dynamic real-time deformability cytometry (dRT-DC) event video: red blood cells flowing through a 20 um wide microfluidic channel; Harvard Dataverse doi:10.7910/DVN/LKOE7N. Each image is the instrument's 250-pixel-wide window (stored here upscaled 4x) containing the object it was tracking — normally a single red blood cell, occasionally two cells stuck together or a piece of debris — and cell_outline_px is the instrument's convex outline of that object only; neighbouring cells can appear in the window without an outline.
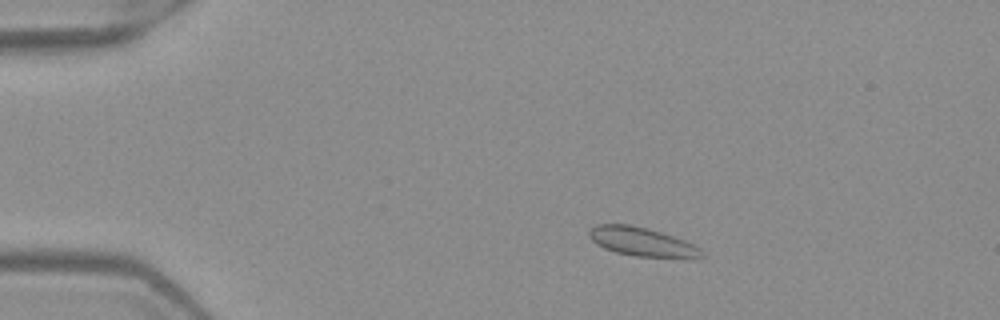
{"species": "Egyptian fruit bat (a non-hibernating species)", "species_latin": "Rousettus aegyptiacus", "temperature_condition": "warm", "stored_images_in_passage": 51, "camera_frame_rate_fps": 3000, "um_per_image_px": 0.085, "frame": {"image": 1, "passage_image": 9, "time_ms": 2.667, "image_size_px": [1000, 320], "cell_outline_px": [[704, 256], [692, 260], [684, 260], [636, 256], [616, 252], [604, 248], [596, 244], [588, 236], [588, 232], [596, 224], [632, 224], [648, 228], [684, 240], [700, 248]], "centroid_in_image_um": [54.63, 20.59], "position_along_channel_um": 30.4, "area_um2": 19.42}}
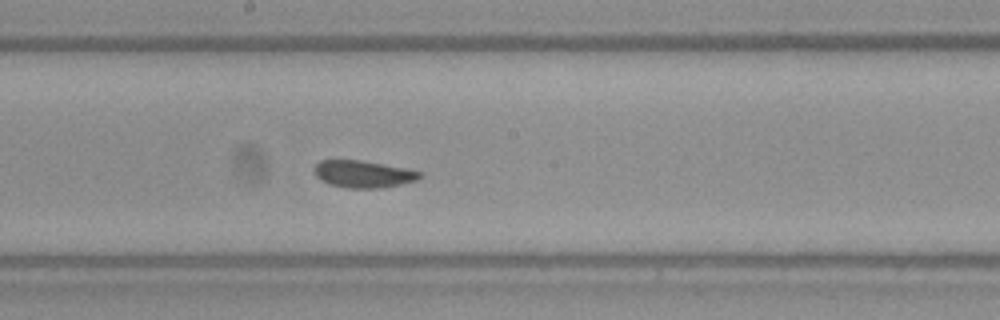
{"frame": {"image": 2, "passage_image": 28, "time_ms": 9.0, "image_size_px": [1000, 320], "cell_outline_px": [[424, 176], [416, 180], [400, 184], [380, 188], [348, 188], [328, 184], [320, 180], [312, 172], [316, 164], [320, 160], [360, 160], [408, 168], [424, 172]], "centroid_in_image_um": [30.89, 14.79], "position_along_channel_um": 217.3, "area_um2": 16.94}}
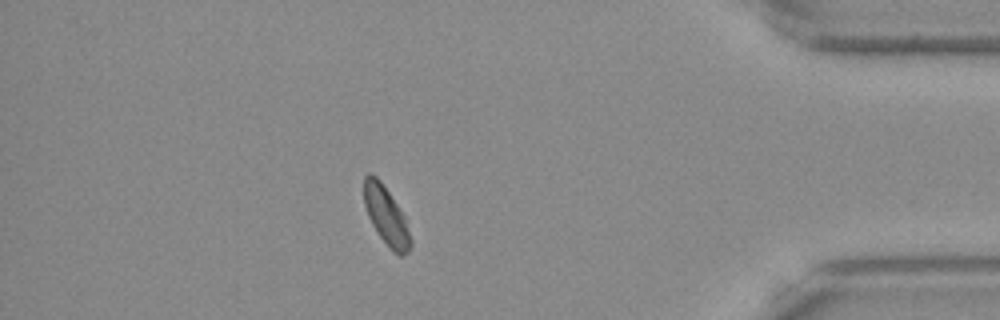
{"frame": {"image": 3, "passage_image": 45, "time_ms": 14.667, "image_size_px": [1000, 320], "cell_outline_px": [[412, 244], [408, 252], [404, 256], [400, 256], [380, 236], [372, 224], [368, 216], [364, 204], [364, 176], [368, 172], [372, 172], [380, 180], [404, 216], [412, 240]], "centroid_in_image_um": [32.82, 18.31], "position_along_channel_um": 402.4, "area_um2": 15.49}}